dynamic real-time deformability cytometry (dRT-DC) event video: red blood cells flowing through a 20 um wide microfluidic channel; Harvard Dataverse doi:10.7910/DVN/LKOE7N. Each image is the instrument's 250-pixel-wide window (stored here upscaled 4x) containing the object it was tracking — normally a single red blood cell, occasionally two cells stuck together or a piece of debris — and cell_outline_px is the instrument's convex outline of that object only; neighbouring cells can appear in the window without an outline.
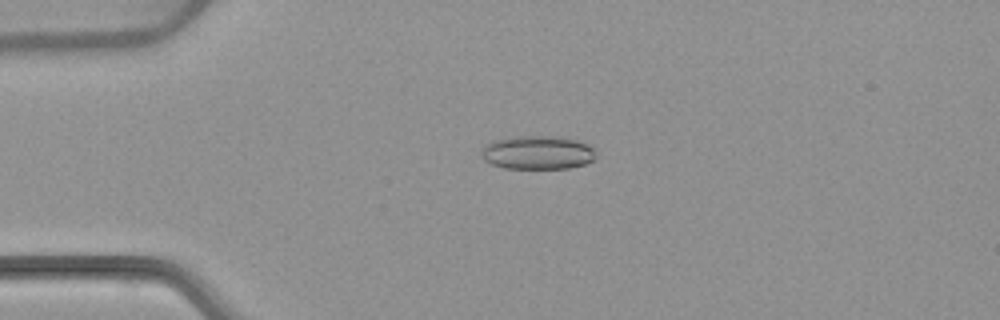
{"species": "common noctule bat (a hibernating species)", "species_latin": "Nyctalus noctula", "temperature_condition": "warm", "stored_images_in_passage": 4, "camera_frame_rate_fps": 3000, "um_per_image_px": 0.085, "animal": {"sex": "female", "body_mass_g": 22.7, "forearm_length_mm": 54.2}, "frame": {"image": 1, "passage_image": 3, "time_ms": 3.333, "image_size_px": [1000, 320], "cell_outline_px": [[596, 156], [592, 160], [584, 164], [568, 168], [504, 168], [492, 164], [484, 160], [480, 152], [484, 144], [492, 140], [516, 136], [556, 136], [576, 140], [588, 144], [596, 152]], "centroid_in_image_um": [45.66, 12.95], "position_along_channel_um": 39.3, "area_um2": 22.54}}